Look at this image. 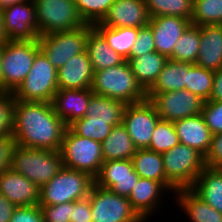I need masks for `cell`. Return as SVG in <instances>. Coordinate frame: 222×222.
I'll use <instances>...</instances> for the list:
<instances>
[{
  "label": "cell",
  "instance_id": "obj_1",
  "mask_svg": "<svg viewBox=\"0 0 222 222\" xmlns=\"http://www.w3.org/2000/svg\"><path fill=\"white\" fill-rule=\"evenodd\" d=\"M66 128L55 114L52 103L14 99L12 137L16 145L60 151Z\"/></svg>",
  "mask_w": 222,
  "mask_h": 222
},
{
  "label": "cell",
  "instance_id": "obj_2",
  "mask_svg": "<svg viewBox=\"0 0 222 222\" xmlns=\"http://www.w3.org/2000/svg\"><path fill=\"white\" fill-rule=\"evenodd\" d=\"M91 89L96 95L118 99L126 104L147 99V92L136 80L127 60L120 65L94 71Z\"/></svg>",
  "mask_w": 222,
  "mask_h": 222
},
{
  "label": "cell",
  "instance_id": "obj_3",
  "mask_svg": "<svg viewBox=\"0 0 222 222\" xmlns=\"http://www.w3.org/2000/svg\"><path fill=\"white\" fill-rule=\"evenodd\" d=\"M167 190L189 189L206 166L205 156L197 149L178 144L162 153Z\"/></svg>",
  "mask_w": 222,
  "mask_h": 222
},
{
  "label": "cell",
  "instance_id": "obj_4",
  "mask_svg": "<svg viewBox=\"0 0 222 222\" xmlns=\"http://www.w3.org/2000/svg\"><path fill=\"white\" fill-rule=\"evenodd\" d=\"M63 167L60 151L27 148L16 145L10 168L28 178L39 188L49 182Z\"/></svg>",
  "mask_w": 222,
  "mask_h": 222
},
{
  "label": "cell",
  "instance_id": "obj_5",
  "mask_svg": "<svg viewBox=\"0 0 222 222\" xmlns=\"http://www.w3.org/2000/svg\"><path fill=\"white\" fill-rule=\"evenodd\" d=\"M95 179L88 173L62 167L40 187L39 205H58L87 198Z\"/></svg>",
  "mask_w": 222,
  "mask_h": 222
},
{
  "label": "cell",
  "instance_id": "obj_6",
  "mask_svg": "<svg viewBox=\"0 0 222 222\" xmlns=\"http://www.w3.org/2000/svg\"><path fill=\"white\" fill-rule=\"evenodd\" d=\"M40 51L38 39L9 41L2 49V92L14 93L22 84Z\"/></svg>",
  "mask_w": 222,
  "mask_h": 222
},
{
  "label": "cell",
  "instance_id": "obj_7",
  "mask_svg": "<svg viewBox=\"0 0 222 222\" xmlns=\"http://www.w3.org/2000/svg\"><path fill=\"white\" fill-rule=\"evenodd\" d=\"M63 167L86 172L95 178L104 163L101 142L76 135L66 128L60 148Z\"/></svg>",
  "mask_w": 222,
  "mask_h": 222
},
{
  "label": "cell",
  "instance_id": "obj_8",
  "mask_svg": "<svg viewBox=\"0 0 222 222\" xmlns=\"http://www.w3.org/2000/svg\"><path fill=\"white\" fill-rule=\"evenodd\" d=\"M57 69L40 50L28 75L13 93L15 100L51 103L58 91Z\"/></svg>",
  "mask_w": 222,
  "mask_h": 222
},
{
  "label": "cell",
  "instance_id": "obj_9",
  "mask_svg": "<svg viewBox=\"0 0 222 222\" xmlns=\"http://www.w3.org/2000/svg\"><path fill=\"white\" fill-rule=\"evenodd\" d=\"M93 25L85 24L70 31H57L38 37L40 50L58 70L73 56L86 50V41Z\"/></svg>",
  "mask_w": 222,
  "mask_h": 222
},
{
  "label": "cell",
  "instance_id": "obj_10",
  "mask_svg": "<svg viewBox=\"0 0 222 222\" xmlns=\"http://www.w3.org/2000/svg\"><path fill=\"white\" fill-rule=\"evenodd\" d=\"M36 8L38 35L70 31L85 25L74 0H33Z\"/></svg>",
  "mask_w": 222,
  "mask_h": 222
},
{
  "label": "cell",
  "instance_id": "obj_11",
  "mask_svg": "<svg viewBox=\"0 0 222 222\" xmlns=\"http://www.w3.org/2000/svg\"><path fill=\"white\" fill-rule=\"evenodd\" d=\"M92 222H145L133 209L128 197L94 184L88 195Z\"/></svg>",
  "mask_w": 222,
  "mask_h": 222
},
{
  "label": "cell",
  "instance_id": "obj_12",
  "mask_svg": "<svg viewBox=\"0 0 222 222\" xmlns=\"http://www.w3.org/2000/svg\"><path fill=\"white\" fill-rule=\"evenodd\" d=\"M147 98L153 103L160 119L170 122L201 114L204 104L199 96L185 89L147 93Z\"/></svg>",
  "mask_w": 222,
  "mask_h": 222
},
{
  "label": "cell",
  "instance_id": "obj_13",
  "mask_svg": "<svg viewBox=\"0 0 222 222\" xmlns=\"http://www.w3.org/2000/svg\"><path fill=\"white\" fill-rule=\"evenodd\" d=\"M160 117L153 103L147 98L143 101L127 104L122 124L137 149L149 147L152 133Z\"/></svg>",
  "mask_w": 222,
  "mask_h": 222
},
{
  "label": "cell",
  "instance_id": "obj_14",
  "mask_svg": "<svg viewBox=\"0 0 222 222\" xmlns=\"http://www.w3.org/2000/svg\"><path fill=\"white\" fill-rule=\"evenodd\" d=\"M1 11L10 41L38 39L36 8L33 0L13 4Z\"/></svg>",
  "mask_w": 222,
  "mask_h": 222
},
{
  "label": "cell",
  "instance_id": "obj_15",
  "mask_svg": "<svg viewBox=\"0 0 222 222\" xmlns=\"http://www.w3.org/2000/svg\"><path fill=\"white\" fill-rule=\"evenodd\" d=\"M140 176L135 172L132 159L104 161L95 184L117 195L129 197Z\"/></svg>",
  "mask_w": 222,
  "mask_h": 222
},
{
  "label": "cell",
  "instance_id": "obj_16",
  "mask_svg": "<svg viewBox=\"0 0 222 222\" xmlns=\"http://www.w3.org/2000/svg\"><path fill=\"white\" fill-rule=\"evenodd\" d=\"M149 21L145 0H115L104 18L94 25L140 28Z\"/></svg>",
  "mask_w": 222,
  "mask_h": 222
},
{
  "label": "cell",
  "instance_id": "obj_17",
  "mask_svg": "<svg viewBox=\"0 0 222 222\" xmlns=\"http://www.w3.org/2000/svg\"><path fill=\"white\" fill-rule=\"evenodd\" d=\"M0 193L16 207L39 205L40 188L11 168L0 173Z\"/></svg>",
  "mask_w": 222,
  "mask_h": 222
},
{
  "label": "cell",
  "instance_id": "obj_18",
  "mask_svg": "<svg viewBox=\"0 0 222 222\" xmlns=\"http://www.w3.org/2000/svg\"><path fill=\"white\" fill-rule=\"evenodd\" d=\"M190 24L189 19L178 16L150 18L149 25L154 36L155 51L168 58L173 53L178 39Z\"/></svg>",
  "mask_w": 222,
  "mask_h": 222
},
{
  "label": "cell",
  "instance_id": "obj_19",
  "mask_svg": "<svg viewBox=\"0 0 222 222\" xmlns=\"http://www.w3.org/2000/svg\"><path fill=\"white\" fill-rule=\"evenodd\" d=\"M92 94L91 88L58 90L51 102L55 114L68 127L76 119L85 116Z\"/></svg>",
  "mask_w": 222,
  "mask_h": 222
},
{
  "label": "cell",
  "instance_id": "obj_20",
  "mask_svg": "<svg viewBox=\"0 0 222 222\" xmlns=\"http://www.w3.org/2000/svg\"><path fill=\"white\" fill-rule=\"evenodd\" d=\"M58 90L91 88L94 70L87 51L73 56L57 70Z\"/></svg>",
  "mask_w": 222,
  "mask_h": 222
},
{
  "label": "cell",
  "instance_id": "obj_21",
  "mask_svg": "<svg viewBox=\"0 0 222 222\" xmlns=\"http://www.w3.org/2000/svg\"><path fill=\"white\" fill-rule=\"evenodd\" d=\"M195 65L213 71L222 68V24L200 26V49Z\"/></svg>",
  "mask_w": 222,
  "mask_h": 222
},
{
  "label": "cell",
  "instance_id": "obj_22",
  "mask_svg": "<svg viewBox=\"0 0 222 222\" xmlns=\"http://www.w3.org/2000/svg\"><path fill=\"white\" fill-rule=\"evenodd\" d=\"M166 191L167 189L158 181L139 178L128 199L137 214L147 221L154 210L160 207L161 198L164 196L162 194Z\"/></svg>",
  "mask_w": 222,
  "mask_h": 222
},
{
  "label": "cell",
  "instance_id": "obj_23",
  "mask_svg": "<svg viewBox=\"0 0 222 222\" xmlns=\"http://www.w3.org/2000/svg\"><path fill=\"white\" fill-rule=\"evenodd\" d=\"M180 144L197 149L204 156L208 153L213 134L201 114L173 122Z\"/></svg>",
  "mask_w": 222,
  "mask_h": 222
},
{
  "label": "cell",
  "instance_id": "obj_24",
  "mask_svg": "<svg viewBox=\"0 0 222 222\" xmlns=\"http://www.w3.org/2000/svg\"><path fill=\"white\" fill-rule=\"evenodd\" d=\"M190 189L222 213V168L205 166Z\"/></svg>",
  "mask_w": 222,
  "mask_h": 222
},
{
  "label": "cell",
  "instance_id": "obj_25",
  "mask_svg": "<svg viewBox=\"0 0 222 222\" xmlns=\"http://www.w3.org/2000/svg\"><path fill=\"white\" fill-rule=\"evenodd\" d=\"M176 204L190 219V222H222V213L212 208L198 197L190 188L175 192Z\"/></svg>",
  "mask_w": 222,
  "mask_h": 222
},
{
  "label": "cell",
  "instance_id": "obj_26",
  "mask_svg": "<svg viewBox=\"0 0 222 222\" xmlns=\"http://www.w3.org/2000/svg\"><path fill=\"white\" fill-rule=\"evenodd\" d=\"M167 59L165 55L153 51L133 59H127V61L136 80L147 92L157 80Z\"/></svg>",
  "mask_w": 222,
  "mask_h": 222
},
{
  "label": "cell",
  "instance_id": "obj_27",
  "mask_svg": "<svg viewBox=\"0 0 222 222\" xmlns=\"http://www.w3.org/2000/svg\"><path fill=\"white\" fill-rule=\"evenodd\" d=\"M86 51L94 71L122 64L125 59L109 47L105 38L93 28L87 37Z\"/></svg>",
  "mask_w": 222,
  "mask_h": 222
},
{
  "label": "cell",
  "instance_id": "obj_28",
  "mask_svg": "<svg viewBox=\"0 0 222 222\" xmlns=\"http://www.w3.org/2000/svg\"><path fill=\"white\" fill-rule=\"evenodd\" d=\"M192 65L168 58L157 80L147 93H164L186 89L188 69Z\"/></svg>",
  "mask_w": 222,
  "mask_h": 222
},
{
  "label": "cell",
  "instance_id": "obj_29",
  "mask_svg": "<svg viewBox=\"0 0 222 222\" xmlns=\"http://www.w3.org/2000/svg\"><path fill=\"white\" fill-rule=\"evenodd\" d=\"M101 145L104 161L132 159L137 150L123 124L114 126Z\"/></svg>",
  "mask_w": 222,
  "mask_h": 222
},
{
  "label": "cell",
  "instance_id": "obj_30",
  "mask_svg": "<svg viewBox=\"0 0 222 222\" xmlns=\"http://www.w3.org/2000/svg\"><path fill=\"white\" fill-rule=\"evenodd\" d=\"M126 103L118 99L92 94L85 116L91 120L108 121V125L122 124Z\"/></svg>",
  "mask_w": 222,
  "mask_h": 222
},
{
  "label": "cell",
  "instance_id": "obj_31",
  "mask_svg": "<svg viewBox=\"0 0 222 222\" xmlns=\"http://www.w3.org/2000/svg\"><path fill=\"white\" fill-rule=\"evenodd\" d=\"M132 162L134 170L140 178L158 181L167 189V178L161 153L147 148L137 149L132 157Z\"/></svg>",
  "mask_w": 222,
  "mask_h": 222
},
{
  "label": "cell",
  "instance_id": "obj_32",
  "mask_svg": "<svg viewBox=\"0 0 222 222\" xmlns=\"http://www.w3.org/2000/svg\"><path fill=\"white\" fill-rule=\"evenodd\" d=\"M93 27L105 38L110 48L125 60L129 58L132 46L137 39L139 28L104 25H93Z\"/></svg>",
  "mask_w": 222,
  "mask_h": 222
},
{
  "label": "cell",
  "instance_id": "obj_33",
  "mask_svg": "<svg viewBox=\"0 0 222 222\" xmlns=\"http://www.w3.org/2000/svg\"><path fill=\"white\" fill-rule=\"evenodd\" d=\"M200 49V26L190 24L174 46L169 59L195 64Z\"/></svg>",
  "mask_w": 222,
  "mask_h": 222
},
{
  "label": "cell",
  "instance_id": "obj_34",
  "mask_svg": "<svg viewBox=\"0 0 222 222\" xmlns=\"http://www.w3.org/2000/svg\"><path fill=\"white\" fill-rule=\"evenodd\" d=\"M150 18L178 16L191 21L193 0H145Z\"/></svg>",
  "mask_w": 222,
  "mask_h": 222
},
{
  "label": "cell",
  "instance_id": "obj_35",
  "mask_svg": "<svg viewBox=\"0 0 222 222\" xmlns=\"http://www.w3.org/2000/svg\"><path fill=\"white\" fill-rule=\"evenodd\" d=\"M214 71L193 64L188 69L187 88L193 94L199 96L202 100L210 99L213 88Z\"/></svg>",
  "mask_w": 222,
  "mask_h": 222
},
{
  "label": "cell",
  "instance_id": "obj_36",
  "mask_svg": "<svg viewBox=\"0 0 222 222\" xmlns=\"http://www.w3.org/2000/svg\"><path fill=\"white\" fill-rule=\"evenodd\" d=\"M191 24H222V0H193Z\"/></svg>",
  "mask_w": 222,
  "mask_h": 222
},
{
  "label": "cell",
  "instance_id": "obj_37",
  "mask_svg": "<svg viewBox=\"0 0 222 222\" xmlns=\"http://www.w3.org/2000/svg\"><path fill=\"white\" fill-rule=\"evenodd\" d=\"M178 144H180V140L173 122L159 119L147 149L162 154Z\"/></svg>",
  "mask_w": 222,
  "mask_h": 222
},
{
  "label": "cell",
  "instance_id": "obj_38",
  "mask_svg": "<svg viewBox=\"0 0 222 222\" xmlns=\"http://www.w3.org/2000/svg\"><path fill=\"white\" fill-rule=\"evenodd\" d=\"M117 125H108V121L91 120L84 116L76 119L68 127L78 136L91 138L92 140L103 142Z\"/></svg>",
  "mask_w": 222,
  "mask_h": 222
},
{
  "label": "cell",
  "instance_id": "obj_39",
  "mask_svg": "<svg viewBox=\"0 0 222 222\" xmlns=\"http://www.w3.org/2000/svg\"><path fill=\"white\" fill-rule=\"evenodd\" d=\"M115 0H74L79 16L85 24L99 23Z\"/></svg>",
  "mask_w": 222,
  "mask_h": 222
},
{
  "label": "cell",
  "instance_id": "obj_40",
  "mask_svg": "<svg viewBox=\"0 0 222 222\" xmlns=\"http://www.w3.org/2000/svg\"><path fill=\"white\" fill-rule=\"evenodd\" d=\"M201 115L213 135L222 133V101H204Z\"/></svg>",
  "mask_w": 222,
  "mask_h": 222
},
{
  "label": "cell",
  "instance_id": "obj_41",
  "mask_svg": "<svg viewBox=\"0 0 222 222\" xmlns=\"http://www.w3.org/2000/svg\"><path fill=\"white\" fill-rule=\"evenodd\" d=\"M13 93L0 92V138L12 135Z\"/></svg>",
  "mask_w": 222,
  "mask_h": 222
},
{
  "label": "cell",
  "instance_id": "obj_42",
  "mask_svg": "<svg viewBox=\"0 0 222 222\" xmlns=\"http://www.w3.org/2000/svg\"><path fill=\"white\" fill-rule=\"evenodd\" d=\"M155 51L154 36L149 24L139 28V33L135 44L132 46L128 59H133L148 52Z\"/></svg>",
  "mask_w": 222,
  "mask_h": 222
},
{
  "label": "cell",
  "instance_id": "obj_43",
  "mask_svg": "<svg viewBox=\"0 0 222 222\" xmlns=\"http://www.w3.org/2000/svg\"><path fill=\"white\" fill-rule=\"evenodd\" d=\"M44 222H70L72 202L58 205H40Z\"/></svg>",
  "mask_w": 222,
  "mask_h": 222
},
{
  "label": "cell",
  "instance_id": "obj_44",
  "mask_svg": "<svg viewBox=\"0 0 222 222\" xmlns=\"http://www.w3.org/2000/svg\"><path fill=\"white\" fill-rule=\"evenodd\" d=\"M9 222H44L40 205L16 207Z\"/></svg>",
  "mask_w": 222,
  "mask_h": 222
},
{
  "label": "cell",
  "instance_id": "obj_45",
  "mask_svg": "<svg viewBox=\"0 0 222 222\" xmlns=\"http://www.w3.org/2000/svg\"><path fill=\"white\" fill-rule=\"evenodd\" d=\"M205 164L211 168H222V133L212 136L210 149L205 156Z\"/></svg>",
  "mask_w": 222,
  "mask_h": 222
},
{
  "label": "cell",
  "instance_id": "obj_46",
  "mask_svg": "<svg viewBox=\"0 0 222 222\" xmlns=\"http://www.w3.org/2000/svg\"><path fill=\"white\" fill-rule=\"evenodd\" d=\"M70 222H92L89 197L72 202Z\"/></svg>",
  "mask_w": 222,
  "mask_h": 222
},
{
  "label": "cell",
  "instance_id": "obj_47",
  "mask_svg": "<svg viewBox=\"0 0 222 222\" xmlns=\"http://www.w3.org/2000/svg\"><path fill=\"white\" fill-rule=\"evenodd\" d=\"M16 146L12 135H6L0 138V173L10 168L13 150Z\"/></svg>",
  "mask_w": 222,
  "mask_h": 222
},
{
  "label": "cell",
  "instance_id": "obj_48",
  "mask_svg": "<svg viewBox=\"0 0 222 222\" xmlns=\"http://www.w3.org/2000/svg\"><path fill=\"white\" fill-rule=\"evenodd\" d=\"M16 206L0 193V222H9Z\"/></svg>",
  "mask_w": 222,
  "mask_h": 222
},
{
  "label": "cell",
  "instance_id": "obj_49",
  "mask_svg": "<svg viewBox=\"0 0 222 222\" xmlns=\"http://www.w3.org/2000/svg\"><path fill=\"white\" fill-rule=\"evenodd\" d=\"M208 101H222V68L214 71L213 88Z\"/></svg>",
  "mask_w": 222,
  "mask_h": 222
},
{
  "label": "cell",
  "instance_id": "obj_50",
  "mask_svg": "<svg viewBox=\"0 0 222 222\" xmlns=\"http://www.w3.org/2000/svg\"><path fill=\"white\" fill-rule=\"evenodd\" d=\"M9 36L5 30L4 18L2 11L0 10V44L4 45L6 42H9Z\"/></svg>",
  "mask_w": 222,
  "mask_h": 222
},
{
  "label": "cell",
  "instance_id": "obj_51",
  "mask_svg": "<svg viewBox=\"0 0 222 222\" xmlns=\"http://www.w3.org/2000/svg\"><path fill=\"white\" fill-rule=\"evenodd\" d=\"M23 1H25V0H0V10H2L3 8H6L8 6H11L13 4L23 2Z\"/></svg>",
  "mask_w": 222,
  "mask_h": 222
},
{
  "label": "cell",
  "instance_id": "obj_52",
  "mask_svg": "<svg viewBox=\"0 0 222 222\" xmlns=\"http://www.w3.org/2000/svg\"><path fill=\"white\" fill-rule=\"evenodd\" d=\"M2 49L3 45L0 44V92H2Z\"/></svg>",
  "mask_w": 222,
  "mask_h": 222
}]
</instances>
